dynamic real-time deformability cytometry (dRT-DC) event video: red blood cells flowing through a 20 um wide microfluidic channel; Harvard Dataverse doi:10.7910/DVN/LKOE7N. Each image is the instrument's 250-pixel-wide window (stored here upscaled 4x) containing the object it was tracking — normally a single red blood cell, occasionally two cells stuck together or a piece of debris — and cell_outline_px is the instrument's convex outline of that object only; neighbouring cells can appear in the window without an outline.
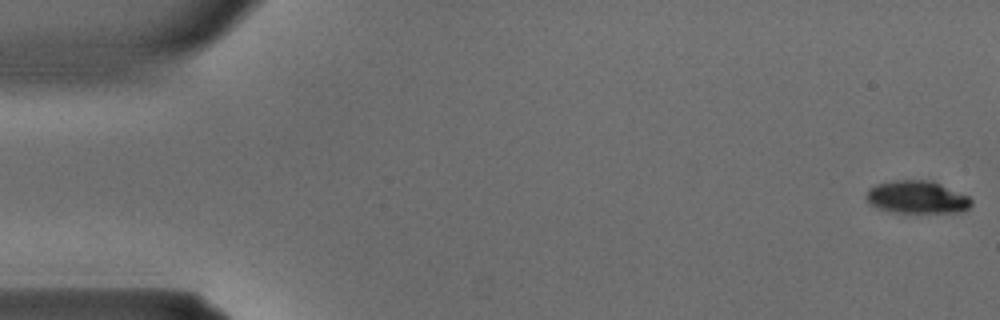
{"species": "common noctule bat (a hibernating species)", "species_latin": "Nyctalus noctula", "temperature_condition": "warm", "stored_images_in_passage": 32, "camera_frame_rate_fps": 3000, "um_per_image_px": 0.085, "animal": {"sex": "male", "body_mass_g": 15.6}, "frame": {"image": 1, "passage_image": 1, "time_ms": 0.0, "image_size_px": [1000, 320], "cell_outline_px": [[972, 204], [964, 212], [892, 212], [876, 208], [868, 204], [864, 196], [868, 188], [876, 184], [892, 180], [932, 180], [968, 196], [972, 200]], "centroid_in_image_um": [77.89, 16.76], "position_along_channel_um": 7.1, "area_um2": 20.29}}
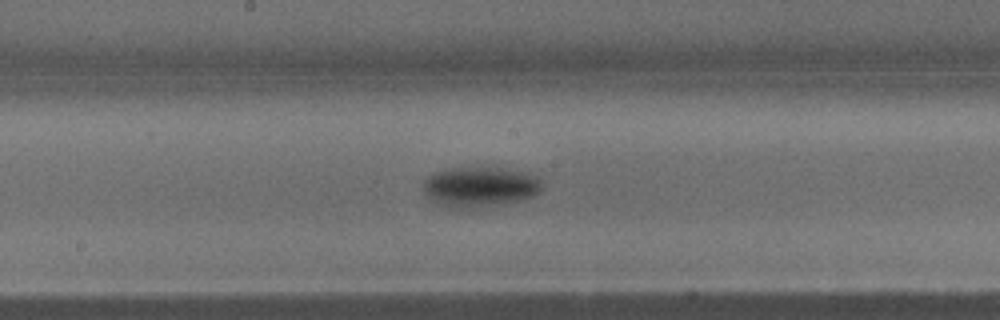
{"frame": {"image": 2, "passage_image": 19, "time_ms": 6.0, "image_size_px": [1000, 320], "cell_outline_px": [[544, 184], [532, 196], [520, 200], [468, 208], [452, 208], [432, 200], [424, 192], [424, 180], [432, 172], [448, 168], [500, 168], [528, 172], [536, 176]], "centroid_in_image_um": [40.77, 15.85], "position_along_channel_um": 207.4, "area_um2": 27.34}}
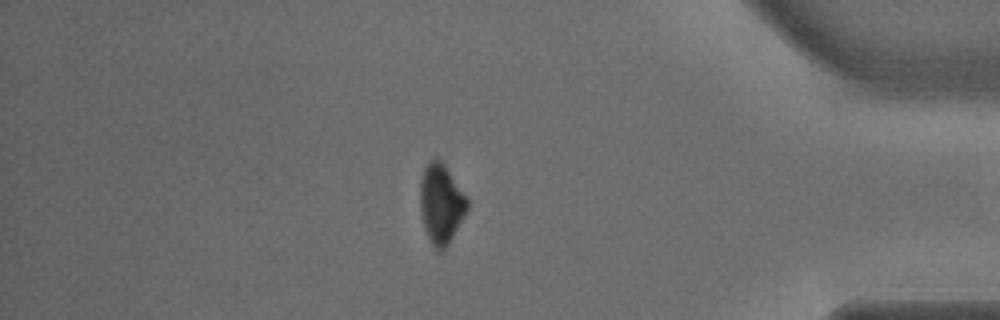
{"frame": {"image": 3, "passage_image": 31, "time_ms": 10.0, "image_size_px": [1000, 320], "cell_outline_px": [[468, 208], [464, 216], [448, 244], [440, 252], [432, 244], [424, 228], [420, 208], [420, 180], [424, 168], [436, 156], [440, 156], [468, 200]], "centroid_in_image_um": [37.48, 17.27], "position_along_channel_um": 397.7, "area_um2": 21.73}}